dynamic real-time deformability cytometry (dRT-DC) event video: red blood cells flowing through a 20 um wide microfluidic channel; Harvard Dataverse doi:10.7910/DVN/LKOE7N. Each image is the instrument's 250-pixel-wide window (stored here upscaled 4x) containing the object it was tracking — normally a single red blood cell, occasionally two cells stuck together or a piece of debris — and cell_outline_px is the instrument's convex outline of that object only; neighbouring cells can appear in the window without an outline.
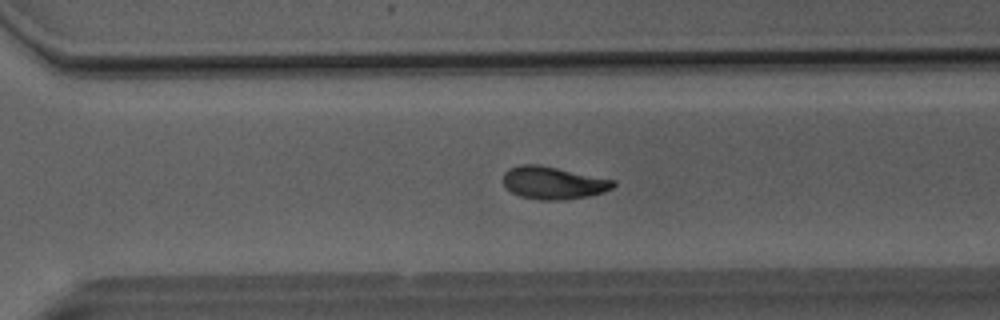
{"species": "Egyptian fruit bat (a non-hibernating species)", "species_latin": "Rousettus aegyptiacus", "temperature_condition": "room temperature", "stored_images_in_passage": 52, "segment_of_instrument_passage": [1, 2], "camera_frame_rate_fps": 3000, "um_per_image_px": 0.085, "animal": {"sex": "male"}, "frame": {"image": 1, "passage_image": 36, "time_ms": 11.667, "image_size_px": [1000, 320], "cell_outline_px": [[616, 184], [612, 188], [604, 192], [588, 196], [564, 200], [540, 200], [520, 196], [512, 192], [504, 184], [504, 172], [508, 168], [520, 164], [540, 164], [616, 180]], "centroid_in_image_um": [47.04, 15.53], "position_along_channel_um": 323.6, "area_um2": 21.04}}
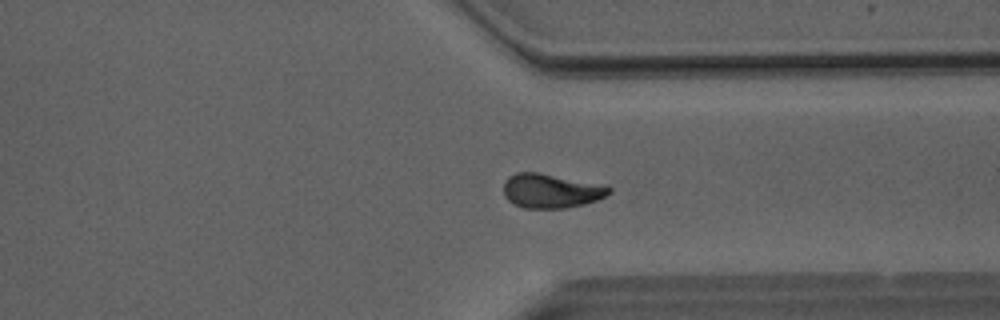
{"frame": {"image": 2, "passage_image": 39, "time_ms": 12.667, "image_size_px": [1000, 320], "cell_outline_px": [[612, 192], [596, 200], [584, 204], [564, 208], [524, 208], [508, 200], [504, 196], [504, 180], [508, 176], [516, 172], [536, 172], [604, 184], [612, 188]], "centroid_in_image_um": [46.84, 16.21], "position_along_channel_um": 364.6, "area_um2": 21.1}}
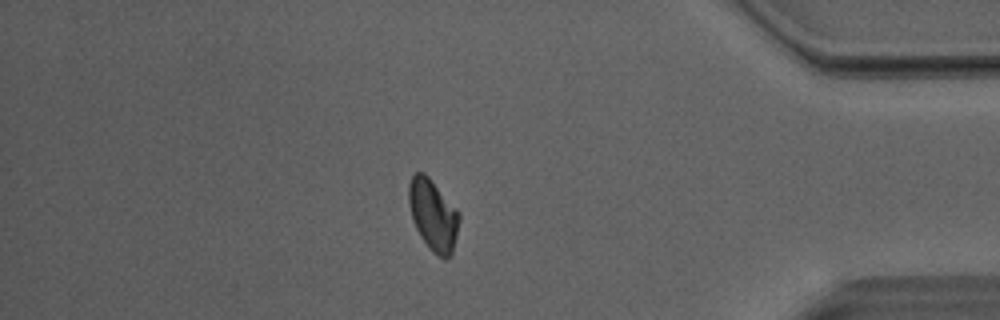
{"frame": {"image": 3, "passage_image": 44, "time_ms": 14.333, "image_size_px": [1000, 320], "cell_outline_px": [[460, 220], [452, 252], [444, 260], [432, 252], [420, 236], [412, 220], [408, 204], [408, 184], [412, 176], [416, 172], [424, 172], [428, 176], [460, 212]], "centroid_in_image_um": [36.8, 18.26], "position_along_channel_um": 398.4, "area_um2": 21.04}}